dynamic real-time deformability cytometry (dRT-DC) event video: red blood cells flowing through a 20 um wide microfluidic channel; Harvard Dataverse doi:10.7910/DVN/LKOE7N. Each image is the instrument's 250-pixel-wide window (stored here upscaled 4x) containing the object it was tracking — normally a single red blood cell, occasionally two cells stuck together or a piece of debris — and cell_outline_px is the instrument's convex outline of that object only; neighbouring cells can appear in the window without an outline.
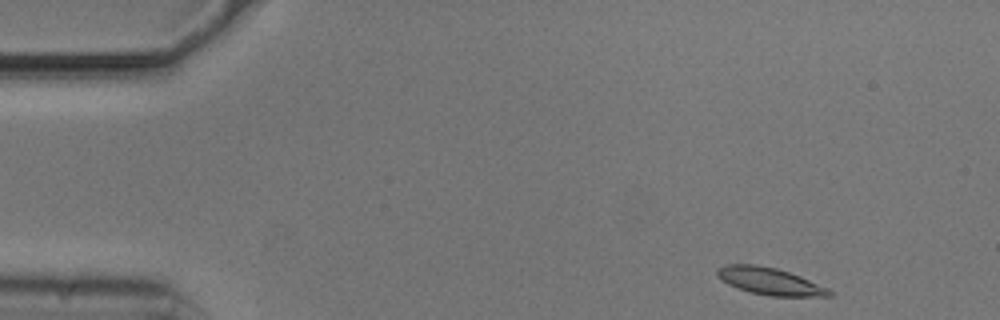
{"species": "common noctule bat (a hibernating species)", "species_latin": "Nyctalus noctula", "temperature_condition": "cold", "stored_images_in_passage": 50, "camera_frame_rate_fps": 3000, "um_per_image_px": 0.085, "animal": {"sex": "male", "body_mass_g": 20.5, "forearm_length_mm": 52.5}, "frame": {"image": 1, "passage_image": 1, "time_ms": 0.0, "image_size_px": [1000, 320], "cell_outline_px": [[832, 296], [768, 296], [752, 292], [728, 284], [720, 280], [716, 272], [716, 268], [728, 264], [756, 264], [776, 268], [800, 276], [828, 288], [832, 292]], "centroid_in_image_um": [65.41, 23.89], "position_along_channel_um": 19.6, "area_um2": 17.57}}
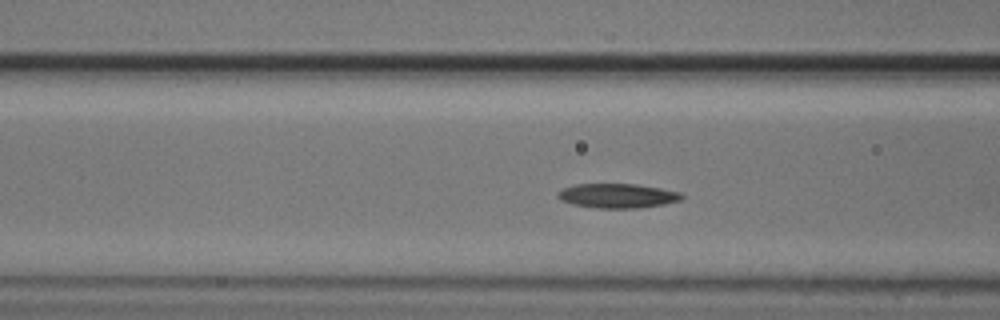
{"frame": {"image": 2, "passage_image": 16, "time_ms": 5.0, "image_size_px": [1000, 320], "cell_outline_px": [[684, 196], [680, 200], [664, 204], [640, 208], [596, 208], [572, 204], [560, 200], [556, 196], [556, 192], [564, 188], [576, 184], [636, 184], [660, 188], [680, 192]], "centroid_in_image_um": [52.46, 16.64], "position_along_channel_um": 114.1, "area_um2": 17.69}}
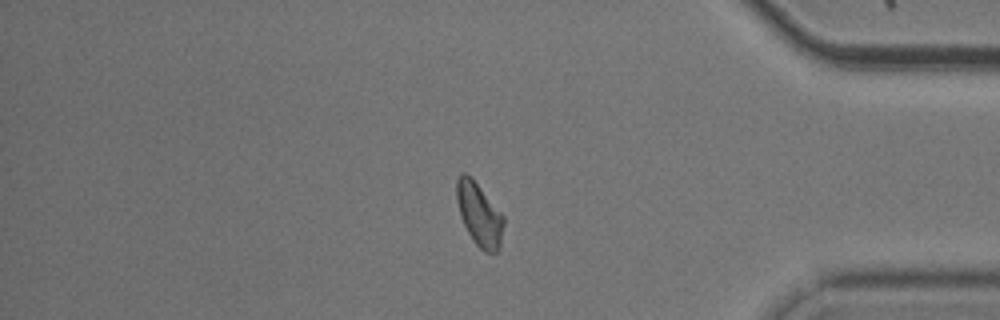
{"frame": {"image": 3, "passage_image": 41, "time_ms": 13.333, "image_size_px": [1000, 320], "cell_outline_px": [[504, 224], [500, 248], [496, 252], [484, 252], [472, 240], [460, 216], [456, 200], [456, 180], [460, 172], [464, 172], [472, 176], [504, 216]], "centroid_in_image_um": [40.73, 18.19], "position_along_channel_um": 394.5, "area_um2": 17.57}, "authors_computed_cell_mechanics": {"area_um2": 17.4267, "velocity_mm_per_s": 3.6842, "shape_relaxation_time_tau1_ms": 6.5903, "shape_relaxation_time_tau2_ms": 3.0694, "deformation_change_tau1": 0.1444, "deformation_change_tau2": 0.0842}}